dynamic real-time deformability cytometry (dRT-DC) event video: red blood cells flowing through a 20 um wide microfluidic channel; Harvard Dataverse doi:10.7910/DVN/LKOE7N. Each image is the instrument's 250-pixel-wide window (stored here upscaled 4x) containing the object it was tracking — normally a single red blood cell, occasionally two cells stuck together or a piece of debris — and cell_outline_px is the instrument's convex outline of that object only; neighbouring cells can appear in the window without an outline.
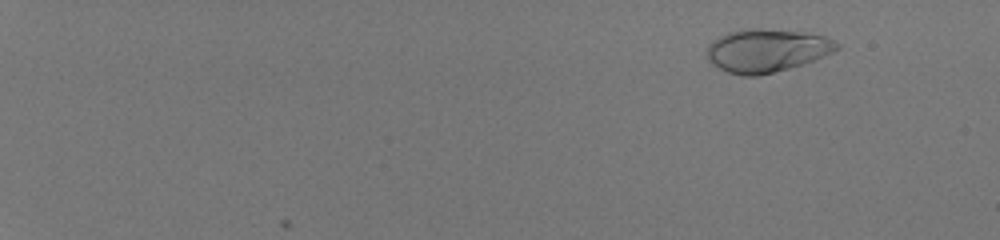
{"species": "human", "species_latin": "Homo sapiens", "temperature_condition": "room temperature", "stored_images_in_passage": 57, "camera_frame_rate_fps": 3000, "um_per_image_px": 0.085, "donor": {"sex": "male"}, "frame": {"image": 1, "passage_image": 8, "time_ms": 2.333, "image_size_px": [1000, 240], "cell_outline_px": [[840, 48], [832, 52], [804, 64], [756, 76], [744, 76], [728, 72], [712, 64], [708, 56], [708, 44], [712, 40], [728, 32], [748, 28], [760, 28], [804, 32], [824, 36], [840, 44]], "centroid_in_image_um": [65.17, 4.28], "position_along_channel_um": 19.8, "area_um2": 32.43}}
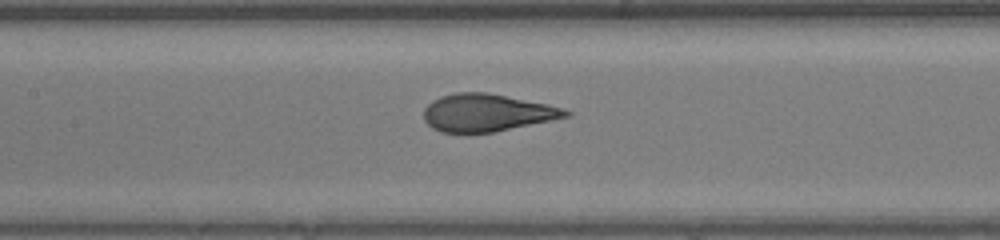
{"frame": {"image": 2, "passage_image": 34, "time_ms": 11.0, "image_size_px": [1000, 240], "cell_outline_px": [[572, 116], [492, 132], [440, 132], [432, 128], [424, 120], [424, 108], [432, 100], [440, 96], [456, 92], [488, 92], [548, 104], [564, 108], [572, 112]], "centroid_in_image_um": [41.39, 9.57], "position_along_channel_um": 166.0, "area_um2": 31.04}}
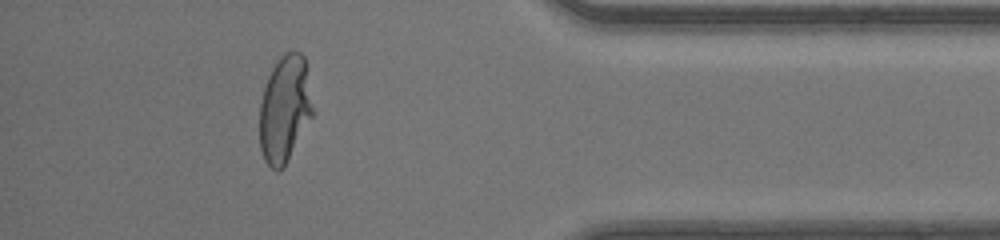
{"frame": {"image": 3, "passage_image": 53, "time_ms": 17.333, "image_size_px": [1000, 240], "cell_outline_px": [[316, 112], [284, 168], [276, 172], [264, 160], [260, 148], [260, 104], [264, 88], [268, 76], [272, 68], [280, 56], [284, 52], [300, 52], [304, 56]], "centroid_in_image_um": [24.24, 9.29], "position_along_channel_um": 411.0, "area_um2": 33.81}, "authors_computed_cell_mechanics": {"area_um2": 31.79, "velocity_mm_per_s": 4.1755, "shape_relaxation_time_tau1_ms": 3.4114, "shape_relaxation_time_tau2_ms": null, "deformation_change_tau1": 0.2211, "deformation_change_tau2": null}}